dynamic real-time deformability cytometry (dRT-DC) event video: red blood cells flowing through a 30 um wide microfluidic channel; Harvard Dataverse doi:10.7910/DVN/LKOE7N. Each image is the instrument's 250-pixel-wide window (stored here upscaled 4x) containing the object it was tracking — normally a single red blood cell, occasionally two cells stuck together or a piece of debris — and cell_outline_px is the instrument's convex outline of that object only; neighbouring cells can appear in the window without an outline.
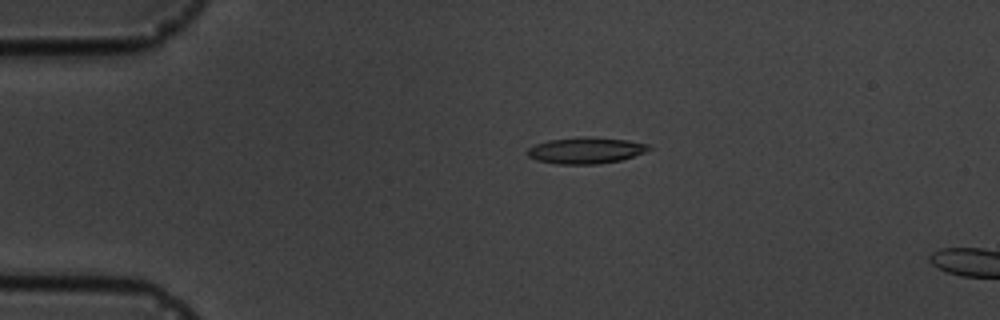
{"species": "common noctule bat (a hibernating species)", "species_latin": "Nyctalus noctula", "temperature_condition": "cold", "stored_images_in_passage": 5, "camera_frame_rate_fps": 3000, "um_per_image_px": 0.085, "animal": {"sex": "male", "body_mass_g": 19.5, "forearm_length_mm": 54.6}, "frame": {"image": 1, "passage_image": 3, "time_ms": 3.333, "image_size_px": [1000, 320], "cell_outline_px": [[652, 148], [644, 152], [620, 160], [600, 164], [560, 164], [536, 160], [528, 156], [528, 148], [536, 144], [548, 140], [580, 136], [592, 136], [628, 140], [648, 144]], "centroid_in_image_um": [49.79, 12.77], "position_along_channel_um": 35.2, "area_um2": 18.67}}